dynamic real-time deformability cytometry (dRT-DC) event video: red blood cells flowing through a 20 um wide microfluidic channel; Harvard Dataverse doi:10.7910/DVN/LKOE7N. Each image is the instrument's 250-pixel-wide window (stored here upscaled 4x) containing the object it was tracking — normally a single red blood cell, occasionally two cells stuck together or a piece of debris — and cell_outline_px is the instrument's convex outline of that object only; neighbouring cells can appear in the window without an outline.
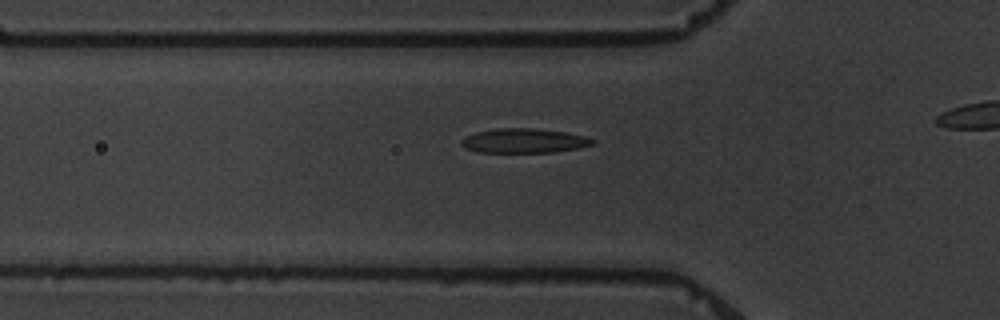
{"species": "common noctule bat (a hibernating species)", "species_latin": "Nyctalus noctula", "temperature_condition": "warm", "stored_images_in_passage": 7, "camera_frame_rate_fps": 3000, "um_per_image_px": 0.085, "animal": {"sex": "male", "body_mass_g": 19.5, "forearm_length_mm": 54.6}, "frame": {"image": 1, "passage_image": 7, "time_ms": 7.333, "image_size_px": [1000, 320], "cell_outline_px": [[596, 140], [592, 144], [576, 148], [556, 152], [480, 152], [464, 148], [460, 144], [460, 140], [464, 136], [476, 132], [496, 128], [532, 128], [564, 132], [584, 136]], "centroid_in_image_um": [44.47, 11.96], "position_along_channel_um": 81.3, "area_um2": 18.61}}